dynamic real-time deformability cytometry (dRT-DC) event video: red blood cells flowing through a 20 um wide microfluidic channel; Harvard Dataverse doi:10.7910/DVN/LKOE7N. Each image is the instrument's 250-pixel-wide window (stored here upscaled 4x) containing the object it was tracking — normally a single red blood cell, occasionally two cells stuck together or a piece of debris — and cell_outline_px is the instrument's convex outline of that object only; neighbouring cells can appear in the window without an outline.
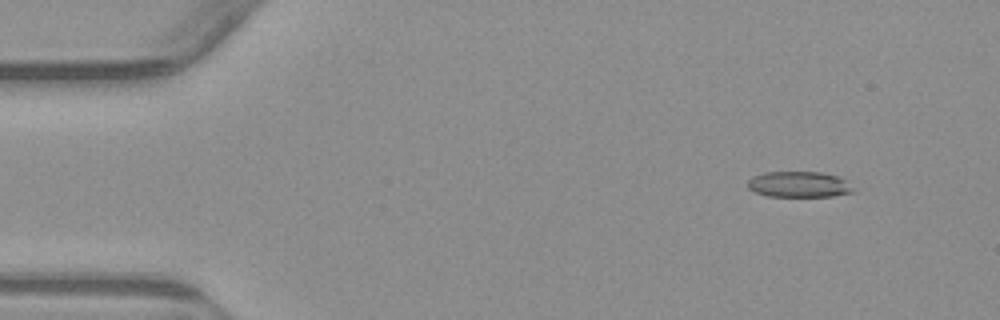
{"species": "common noctule bat (a hibernating species)", "species_latin": "Nyctalus noctula", "temperature_condition": "warm", "stored_images_in_passage": 54, "camera_frame_rate_fps": 3000, "um_per_image_px": 0.085, "animal": {"sex": "male", "body_mass_g": 23.1, "forearm_length_mm": 52.7}, "frame": {"image": 1, "passage_image": 6, "time_ms": 1.667, "image_size_px": [1000, 320], "cell_outline_px": [[856, 192], [832, 196], [768, 196], [756, 192], [748, 188], [748, 180], [752, 176], [764, 172], [820, 172], [840, 176], [848, 180]], "centroid_in_image_um": [67.96, 15.66], "position_along_channel_um": 17.0, "area_um2": 16.07}}
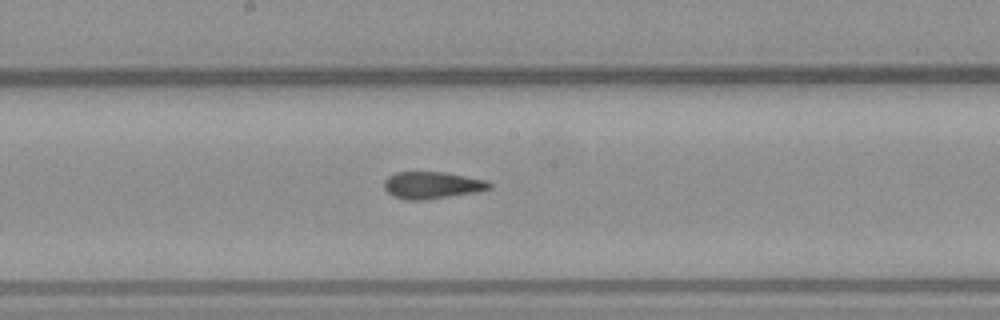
{"frame": {"image": 2, "passage_image": 29, "time_ms": 9.333, "image_size_px": [1000, 320], "cell_outline_px": [[492, 188], [476, 192], [424, 200], [404, 200], [392, 196], [384, 188], [384, 180], [388, 176], [396, 172], [444, 172], [488, 180], [492, 184]], "centroid_in_image_um": [36.72, 15.74], "position_along_channel_um": 211.5, "area_um2": 16.7}}
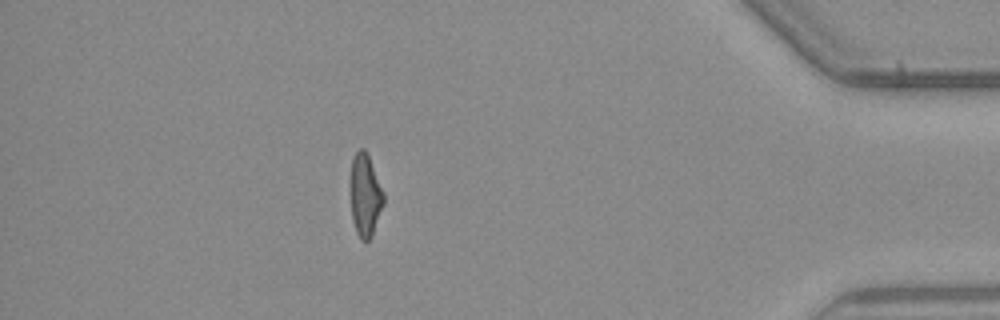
{"frame": {"image": 3, "passage_image": 48, "time_ms": 15.667, "image_size_px": [1000, 320], "cell_outline_px": [[384, 204], [372, 236], [368, 240], [360, 240], [356, 232], [352, 220], [352, 160], [356, 152], [360, 148], [364, 148], [368, 152], [384, 192]], "centroid_in_image_um": [31.08, 16.59], "position_along_channel_um": 404.1, "area_um2": 15.84}, "authors_computed_cell_mechanics": {"area_um2": 16.9354, "velocity_mm_per_s": 3.8398, "shape_relaxation_time_tau1_ms": null, "shape_relaxation_time_tau2_ms": 1.888, "deformation_change_tau1": null, "deformation_change_tau2": 0.0835}}